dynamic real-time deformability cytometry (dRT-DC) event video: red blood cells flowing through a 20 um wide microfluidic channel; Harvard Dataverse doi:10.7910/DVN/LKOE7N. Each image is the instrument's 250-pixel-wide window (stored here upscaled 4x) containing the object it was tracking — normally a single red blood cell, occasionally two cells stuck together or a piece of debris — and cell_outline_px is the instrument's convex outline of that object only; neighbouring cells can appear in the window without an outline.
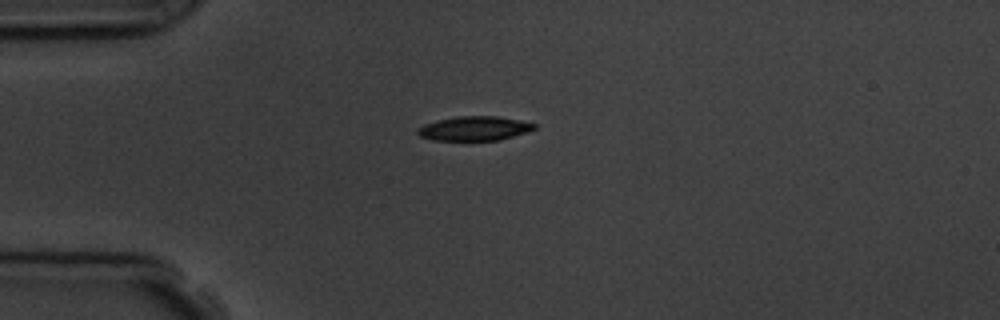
{"species": "common noctule bat (a hibernating species)", "species_latin": "Nyctalus noctula", "temperature_condition": "room temperature", "stored_images_in_passage": 2, "camera_frame_rate_fps": 3000, "um_per_image_px": 0.085, "animal": {"sex": "male", "body_mass_g": 19.5, "forearm_length_mm": 54.6}, "frame": {"image": 1, "passage_image": 1, "time_ms": 0.0, "image_size_px": [1000, 320], "cell_outline_px": [[536, 128], [500, 140], [432, 140], [420, 136], [416, 132], [416, 128], [424, 124], [436, 120], [456, 116], [496, 116], [536, 124]], "centroid_in_image_um": [40.23, 10.91], "position_along_channel_um": 44.8, "area_um2": 16.36}}